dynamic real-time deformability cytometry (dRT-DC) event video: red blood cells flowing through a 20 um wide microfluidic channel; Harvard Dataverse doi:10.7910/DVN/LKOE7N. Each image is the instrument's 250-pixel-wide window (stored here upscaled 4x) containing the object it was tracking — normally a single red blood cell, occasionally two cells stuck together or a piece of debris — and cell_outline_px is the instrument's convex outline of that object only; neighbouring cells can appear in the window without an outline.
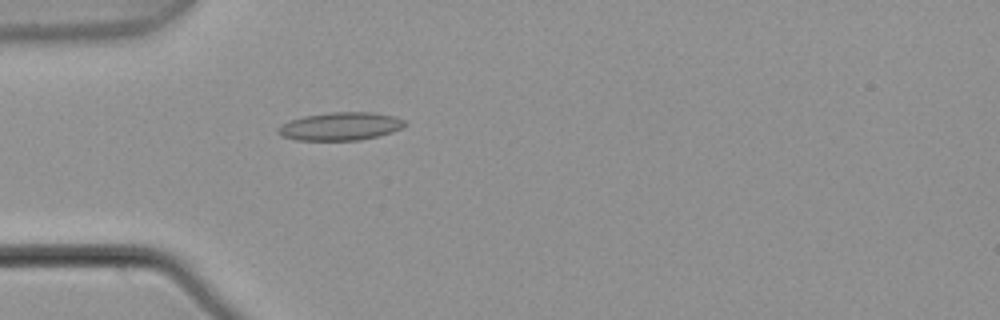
{"species": "common noctule bat (a hibernating species)", "species_latin": "Nyctalus noctula", "temperature_condition": "warm", "stored_images_in_passage": 3, "camera_frame_rate_fps": 3000, "um_per_image_px": 0.085, "animal": {"sex": "male", "body_mass_g": 21.5, "forearm_length_mm": 52.0}, "frame": {"image": 1, "passage_image": 3, "time_ms": 0.667, "image_size_px": [1000, 320], "cell_outline_px": [[408, 124], [392, 132], [360, 140], [296, 140], [280, 136], [276, 132], [276, 128], [280, 124], [288, 120], [304, 116], [332, 112], [372, 112], [392, 116], [404, 120]], "centroid_in_image_um": [28.86, 10.74], "position_along_channel_um": 56.1, "area_um2": 20.81}}